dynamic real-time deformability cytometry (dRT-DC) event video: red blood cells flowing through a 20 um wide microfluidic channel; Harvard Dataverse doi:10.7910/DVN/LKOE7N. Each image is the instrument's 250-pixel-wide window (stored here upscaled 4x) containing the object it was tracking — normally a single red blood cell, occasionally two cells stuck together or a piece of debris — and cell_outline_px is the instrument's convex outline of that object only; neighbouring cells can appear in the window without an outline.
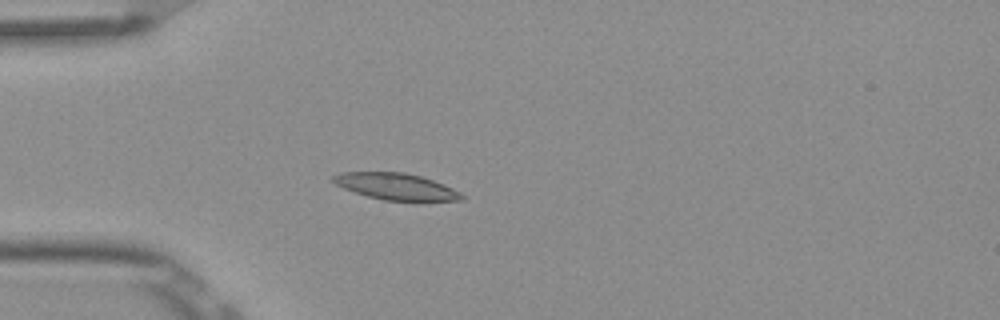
{"species": "Egyptian fruit bat (a non-hibernating species)", "species_latin": "Rousettus aegyptiacus", "temperature_condition": "room temperature", "stored_images_in_passage": 4, "camera_frame_rate_fps": 3000, "um_per_image_px": 0.085, "frame": {"image": 1, "passage_image": 4, "time_ms": 1.0, "image_size_px": [1000, 320], "cell_outline_px": [[464, 200], [384, 200], [368, 196], [344, 188], [336, 184], [332, 180], [332, 176], [340, 172], [404, 172], [420, 176], [444, 184], [460, 192], [464, 196]], "centroid_in_image_um": [33.65, 15.84], "position_along_channel_um": 51.3, "area_um2": 19.54}}